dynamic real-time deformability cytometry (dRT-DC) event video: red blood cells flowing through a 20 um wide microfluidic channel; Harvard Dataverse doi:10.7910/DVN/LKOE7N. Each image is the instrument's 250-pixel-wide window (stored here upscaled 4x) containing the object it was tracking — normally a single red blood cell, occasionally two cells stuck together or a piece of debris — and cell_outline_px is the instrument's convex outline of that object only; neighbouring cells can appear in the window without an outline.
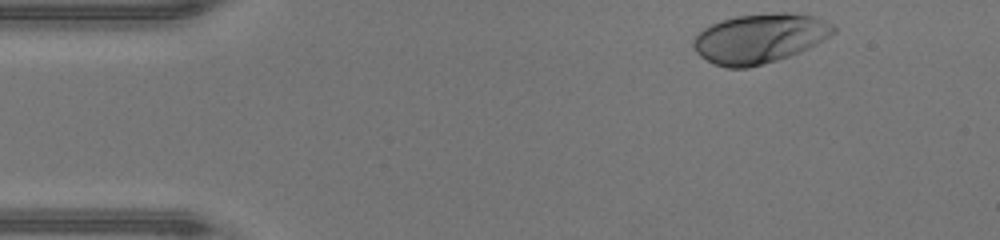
{"species": "human", "species_latin": "Homo sapiens", "temperature_condition": "warm", "stored_images_in_passage": 35, "camera_frame_rate_fps": 3000, "um_per_image_px": 0.085, "donor": {"sex": "male"}, "frame": {"image": 1, "passage_image": 1, "time_ms": 0.0, "image_size_px": [1000, 240], "cell_outline_px": [[836, 32], [824, 40], [800, 52], [776, 60], [748, 68], [728, 68], [716, 64], [700, 56], [696, 52], [692, 44], [692, 40], [704, 28], [720, 20], [736, 16], [772, 12], [788, 12], [816, 16], [832, 24], [836, 28]], "centroid_in_image_um": [64.59, 3.25], "position_along_channel_um": 20.4, "area_um2": 40.46}}
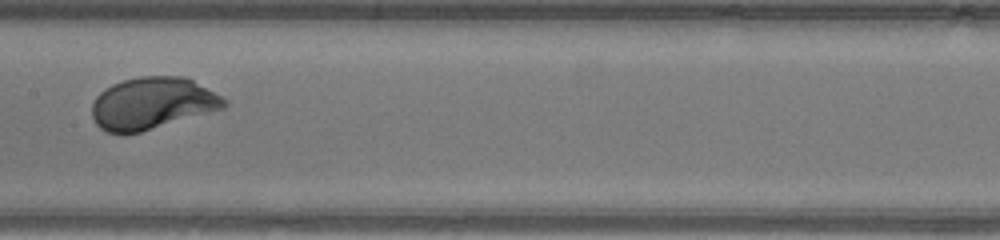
{"frame": {"image": 2, "passage_image": 19, "time_ms": 6.0, "image_size_px": [1000, 240], "cell_outline_px": [[228, 104], [224, 108], [140, 132], [108, 132], [100, 128], [96, 124], [92, 116], [92, 104], [96, 96], [100, 92], [112, 84], [124, 80], [140, 76], [184, 76], [192, 80], [228, 100]], "centroid_in_image_um": [12.94, 8.77], "position_along_channel_um": 194.5, "area_um2": 39.59}}
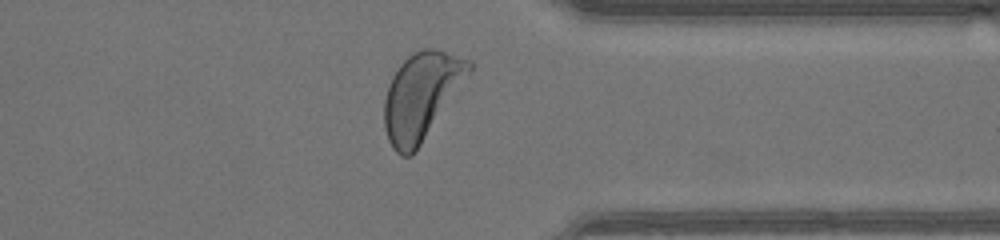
{"frame": {"image": 3, "passage_image": 32, "time_ms": 10.333, "image_size_px": [1000, 240], "cell_outline_px": [[472, 72], [416, 152], [412, 156], [400, 156], [392, 148], [388, 140], [384, 128], [384, 100], [388, 84], [392, 76], [400, 64], [408, 56], [420, 48], [432, 48], [472, 60]], "centroid_in_image_um": [35.82, 8.17], "position_along_channel_um": 375.6, "area_um2": 43.35}, "authors_computed_cell_mechanics": {"area_um2": 39.593, "velocity_mm_per_s": 4.3421, "shape_relaxation_time_tau1_ms": 1.5443, "shape_relaxation_time_tau2_ms": null, "deformation_change_tau1": 0.1582, "deformation_change_tau2": null}}